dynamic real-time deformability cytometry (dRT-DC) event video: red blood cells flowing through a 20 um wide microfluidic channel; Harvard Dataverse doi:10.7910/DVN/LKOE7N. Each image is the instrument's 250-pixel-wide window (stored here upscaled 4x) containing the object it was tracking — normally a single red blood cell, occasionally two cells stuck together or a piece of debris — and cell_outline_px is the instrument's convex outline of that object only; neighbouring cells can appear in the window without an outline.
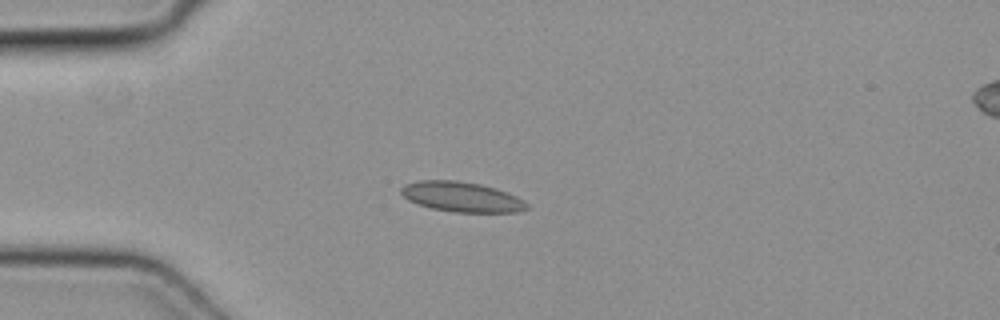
{"species": "common noctule bat (a hibernating species)", "species_latin": "Nyctalus noctula", "temperature_condition": "cold", "stored_images_in_passage": 50, "camera_frame_rate_fps": 3000, "um_per_image_px": 0.085, "animal": {"sex": "female", "body_mass_g": 19.3, "forearm_length_mm": 54.1}, "frame": {"image": 1, "passage_image": 13, "time_ms": 4.0, "image_size_px": [1000, 320], "cell_outline_px": [[528, 208], [516, 212], [452, 212], [432, 208], [408, 200], [400, 192], [400, 188], [404, 184], [420, 180], [456, 180], [480, 184], [496, 188], [508, 192], [524, 200], [528, 204]], "centroid_in_image_um": [39.25, 16.72], "position_along_channel_um": 45.8, "area_um2": 22.02}}
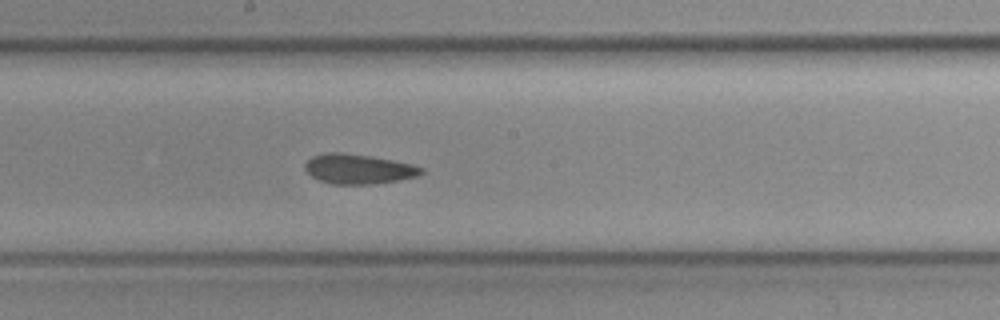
{"frame": {"image": 2, "passage_image": 27, "time_ms": 8.667, "image_size_px": [1000, 320], "cell_outline_px": [[424, 172], [420, 176], [376, 184], [332, 184], [320, 180], [312, 176], [304, 168], [304, 164], [312, 156], [324, 152], [340, 152], [372, 156], [412, 164], [424, 168]], "centroid_in_image_um": [30.48, 14.36], "position_along_channel_um": 217.7, "area_um2": 20.35}}
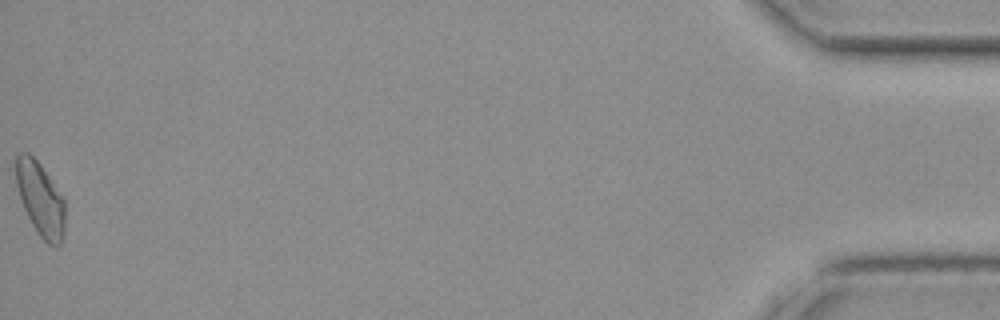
{"frame": {"image": 3, "passage_image": 50, "time_ms": 16.333, "image_size_px": [1000, 320], "cell_outline_px": [[64, 236], [60, 248], [56, 248], [48, 244], [40, 236], [32, 224], [20, 200], [16, 184], [16, 156], [20, 152], [28, 152], [40, 164], [64, 200]], "centroid_in_image_um": [3.43, 16.96], "position_along_channel_um": 431.8, "area_um2": 20.98}}